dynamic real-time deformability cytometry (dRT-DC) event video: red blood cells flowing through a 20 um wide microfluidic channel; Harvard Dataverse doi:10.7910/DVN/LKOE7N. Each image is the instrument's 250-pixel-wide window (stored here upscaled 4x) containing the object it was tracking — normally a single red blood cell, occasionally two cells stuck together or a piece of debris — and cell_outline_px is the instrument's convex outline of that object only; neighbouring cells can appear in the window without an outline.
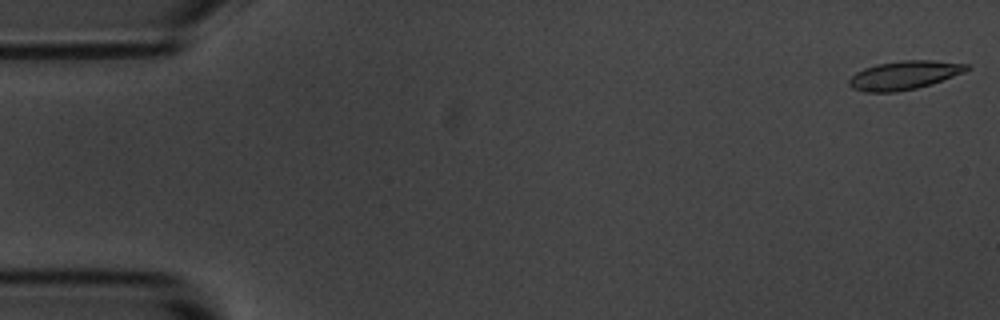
{"species": "common noctule bat (a hibernating species)", "species_latin": "Nyctalus noctula", "temperature_condition": "room temperature", "stored_images_in_passage": 55, "camera_frame_rate_fps": 3000, "um_per_image_px": 0.085, "animal": {"sex": "male", "body_mass_g": 20.1, "forearm_length_mm": 53.5}, "frame": {"image": 1, "passage_image": 1, "time_ms": 0.0, "image_size_px": [1000, 320], "cell_outline_px": [[972, 68], [964, 72], [932, 84], [916, 88], [896, 92], [864, 92], [852, 88], [848, 84], [848, 80], [856, 72], [864, 68], [876, 64], [900, 60], [932, 60], [968, 64]], "centroid_in_image_um": [76.85, 6.39], "position_along_channel_um": 8.1, "area_um2": 19.77}}
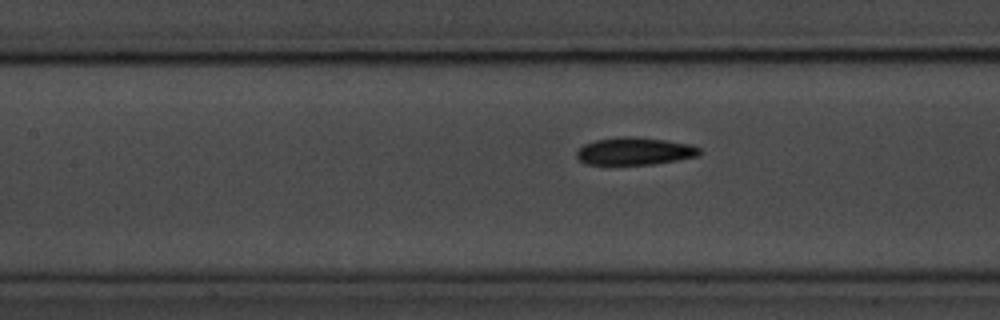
{"frame": {"image": 2, "passage_image": 24, "time_ms": 7.667, "image_size_px": [1000, 320], "cell_outline_px": [[700, 156], [652, 164], [584, 164], [576, 156], [576, 152], [584, 144], [596, 140], [616, 136], [636, 136], [692, 144], [700, 148]], "centroid_in_image_um": [53.95, 12.84], "position_along_channel_um": 153.4, "area_um2": 19.77}}
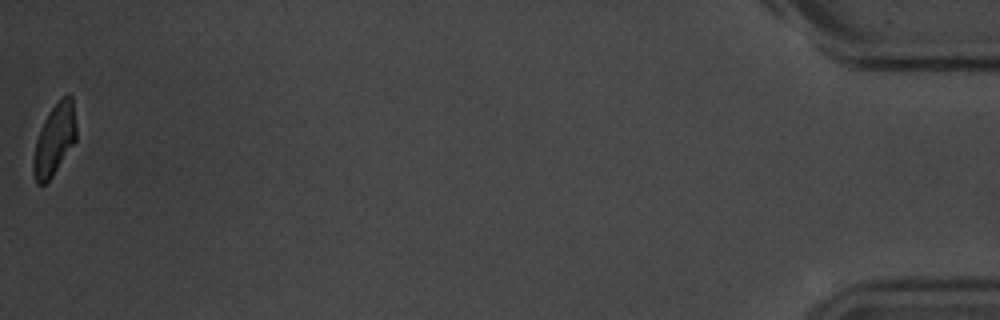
{"frame": {"image": 3, "passage_image": 55, "time_ms": 18.0, "image_size_px": [1000, 320], "cell_outline_px": [[76, 140], [52, 176], [44, 184], [36, 184], [32, 176], [32, 160], [36, 140], [44, 120], [48, 112], [64, 96], [72, 96], [76, 128]], "centroid_in_image_um": [4.6, 11.92], "position_along_channel_um": 430.6, "area_um2": 17.63}, "authors_computed_cell_mechanics": {"area_um2": 19.652, "velocity_mm_per_s": 3.6375, "shape_relaxation_time_tau1_ms": 4.6516, "shape_relaxation_time_tau2_ms": 5.0287, "deformation_change_tau1": 0.1409, "deformation_change_tau2": 0.0926}}